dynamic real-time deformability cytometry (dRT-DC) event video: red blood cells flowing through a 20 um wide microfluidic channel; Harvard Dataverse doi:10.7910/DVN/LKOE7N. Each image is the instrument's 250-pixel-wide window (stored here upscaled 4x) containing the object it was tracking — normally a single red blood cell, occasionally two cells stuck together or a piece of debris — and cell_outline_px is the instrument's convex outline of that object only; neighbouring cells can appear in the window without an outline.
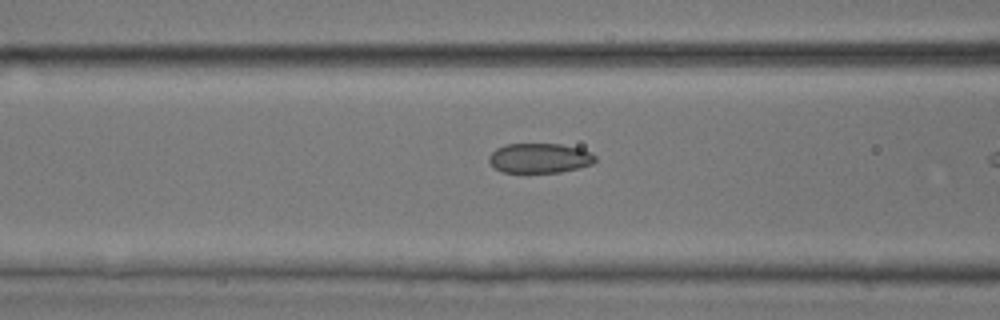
{"species": "common noctule bat (a hibernating species)", "species_latin": "Nyctalus noctula", "temperature_condition": "room temperature", "stored_images_in_passage": 8, "camera_frame_rate_fps": 3000, "um_per_image_px": 0.085, "animal": {"sex": "male", "body_mass_g": 17.9, "forearm_length_mm": 54.2}, "frame": {"image": 1, "passage_image": 7, "time_ms": 2.0, "image_size_px": [1000, 320], "cell_outline_px": [[596, 160], [592, 164], [580, 168], [560, 172], [504, 172], [496, 168], [488, 160], [488, 156], [496, 148], [508, 144], [560, 144], [580, 148], [592, 152], [596, 156]], "centroid_in_image_um": [45.91, 13.43], "position_along_channel_um": 120.7, "area_um2": 18.44}}